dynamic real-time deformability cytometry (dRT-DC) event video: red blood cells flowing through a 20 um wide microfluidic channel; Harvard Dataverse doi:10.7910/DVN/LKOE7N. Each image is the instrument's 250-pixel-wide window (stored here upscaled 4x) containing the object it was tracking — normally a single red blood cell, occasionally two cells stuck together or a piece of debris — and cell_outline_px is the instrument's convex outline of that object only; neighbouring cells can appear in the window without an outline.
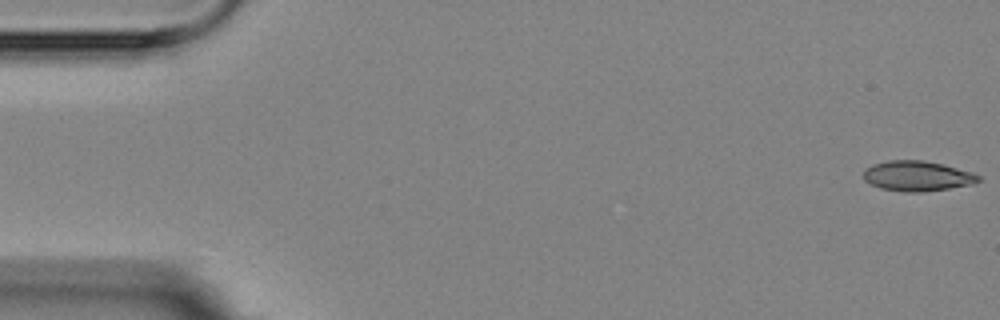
{"species": "Egyptian fruit bat (a non-hibernating species)", "species_latin": "Rousettus aegyptiacus", "temperature_condition": "room temperature", "stored_images_in_passage": 6, "camera_frame_rate_fps": 3000, "um_per_image_px": 0.085, "animal": {"sex": "female"}, "frame": {"image": 1, "passage_image": 1, "time_ms": 0.0, "image_size_px": [1000, 320], "cell_outline_px": [[980, 180], [972, 184], [948, 188], [920, 192], [904, 192], [880, 188], [864, 180], [864, 172], [872, 164], [888, 160], [924, 160], [972, 172], [980, 176]], "centroid_in_image_um": [77.95, 14.96], "position_along_channel_um": 7.1, "area_um2": 19.94}}
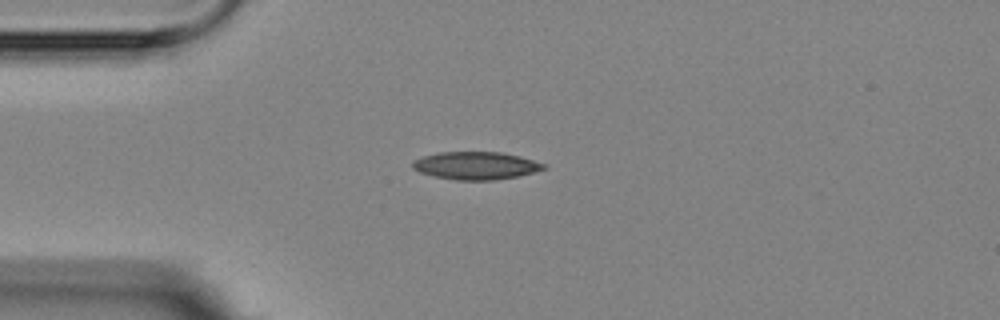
{"frame": {"image": 2, "passage_image": 5, "time_ms": 4.333, "image_size_px": [1000, 320], "cell_outline_px": [[548, 168], [516, 176], [492, 180], [456, 180], [436, 176], [420, 172], [412, 168], [412, 160], [424, 156], [440, 152], [500, 152], [520, 156], [548, 164]], "centroid_in_image_um": [40.47, 14.07], "position_along_channel_um": 44.5, "area_um2": 21.1}}